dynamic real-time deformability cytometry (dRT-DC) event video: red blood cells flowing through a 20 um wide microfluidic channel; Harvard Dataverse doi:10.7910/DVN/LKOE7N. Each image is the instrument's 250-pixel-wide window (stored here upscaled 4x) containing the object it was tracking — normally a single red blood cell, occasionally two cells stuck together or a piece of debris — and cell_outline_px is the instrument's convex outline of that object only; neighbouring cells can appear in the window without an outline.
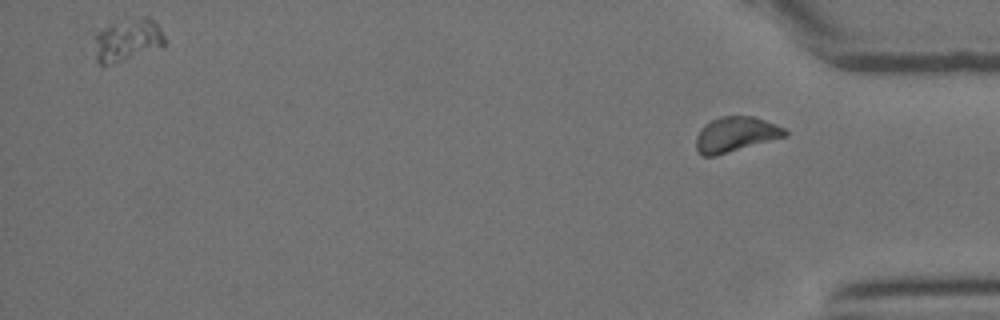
{"species": "Egyptian fruit bat (a non-hibernating species)", "species_latin": "Rousettus aegyptiacus", "temperature_condition": "room temperature", "stored_images_in_passage": 24, "segment_of_instrument_passage": [2, 2], "camera_frame_rate_fps": 3000, "um_per_image_px": 0.085, "animal": {"sex": "female"}, "frame": {"image": 1, "passage_image": 24, "time_ms": 7.667, "image_size_px": [1000, 320], "cell_outline_px": [[788, 136], [716, 156], [700, 156], [696, 148], [696, 136], [700, 128], [704, 124], [720, 116], [752, 116], [764, 120], [784, 128], [788, 132]], "centroid_in_image_um": [62.5, 11.43], "position_along_channel_um": 372.7, "area_um2": 18.32}}